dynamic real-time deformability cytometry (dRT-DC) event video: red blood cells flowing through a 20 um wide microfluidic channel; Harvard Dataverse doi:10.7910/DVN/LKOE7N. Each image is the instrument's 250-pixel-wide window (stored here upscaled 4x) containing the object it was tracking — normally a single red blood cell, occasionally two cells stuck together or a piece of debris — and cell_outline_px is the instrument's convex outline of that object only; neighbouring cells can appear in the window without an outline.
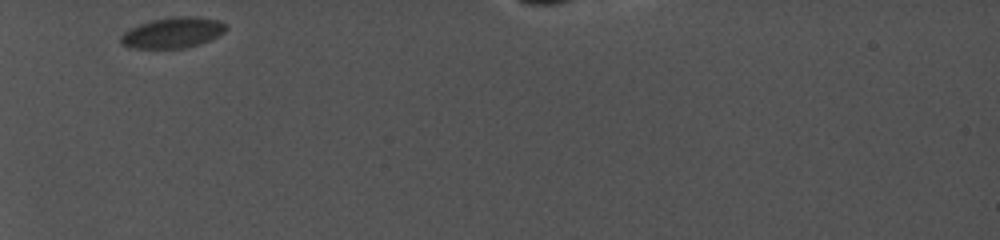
{"species": "common noctule bat (a hibernating species)", "species_latin": "Nyctalus noctula", "temperature_condition": "cold", "stored_images_in_passage": 27, "camera_frame_rate_fps": 5000, "um_per_image_px": 0.085, "animal": {"sex": "female", "body_mass_g": 19.0, "forearm_length_mm": 56.7}, "frame": {"image": 1, "passage_image": 1, "time_ms": 0.0, "image_size_px": [1000, 240], "cell_outline_px": [[228, 28], [224, 32], [200, 44], [184, 48], [128, 48], [120, 44], [120, 36], [128, 28], [152, 20], [172, 16], [200, 16], [216, 20], [228, 24]], "centroid_in_image_um": [14.66, 2.77], "position_along_channel_um": 70.3, "area_um2": 19.02}}
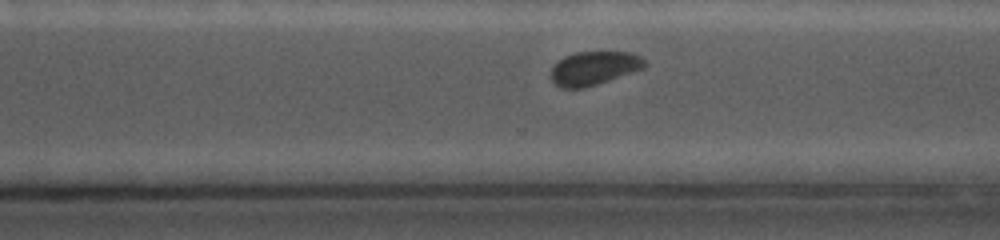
{"frame": {"image": 2, "passage_image": 19, "time_ms": 7.0, "image_size_px": [1000, 240], "cell_outline_px": [[648, 64], [644, 68], [584, 88], [560, 88], [552, 80], [552, 68], [564, 56], [576, 52], [628, 52], [640, 56]], "centroid_in_image_um": [50.5, 5.79], "position_along_channel_um": 320.1, "area_um2": 18.09}}
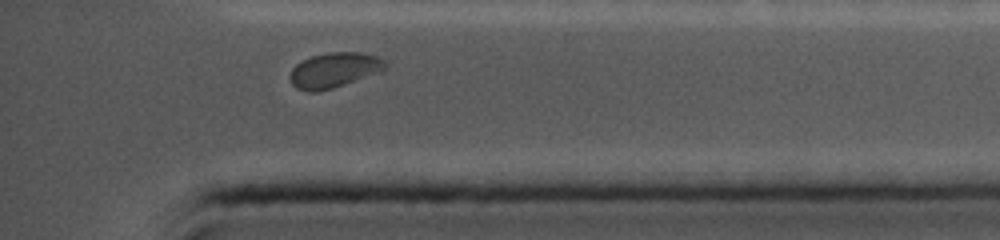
{"frame": {"image": 3, "passage_image": 25, "time_ms": 9.2, "image_size_px": [1000, 240], "cell_outline_px": [[388, 64], [380, 72], [332, 88], [316, 92], [308, 92], [296, 88], [292, 84], [288, 76], [292, 68], [296, 64], [312, 56], [328, 52], [360, 52], [376, 56], [384, 60]], "centroid_in_image_um": [28.38, 5.96], "position_along_channel_um": 406.8, "area_um2": 19.42}, "authors_computed_cell_mechanics": {"area_um2": 19.4786, "velocity_mm_per_s": 3.8672, "shape_relaxation_time_tau1_ms": 1.8877, "shape_relaxation_time_tau2_ms": 0.9953, "deformation_change_tau1": 0.0386, "deformation_change_tau2": 0.0316}}